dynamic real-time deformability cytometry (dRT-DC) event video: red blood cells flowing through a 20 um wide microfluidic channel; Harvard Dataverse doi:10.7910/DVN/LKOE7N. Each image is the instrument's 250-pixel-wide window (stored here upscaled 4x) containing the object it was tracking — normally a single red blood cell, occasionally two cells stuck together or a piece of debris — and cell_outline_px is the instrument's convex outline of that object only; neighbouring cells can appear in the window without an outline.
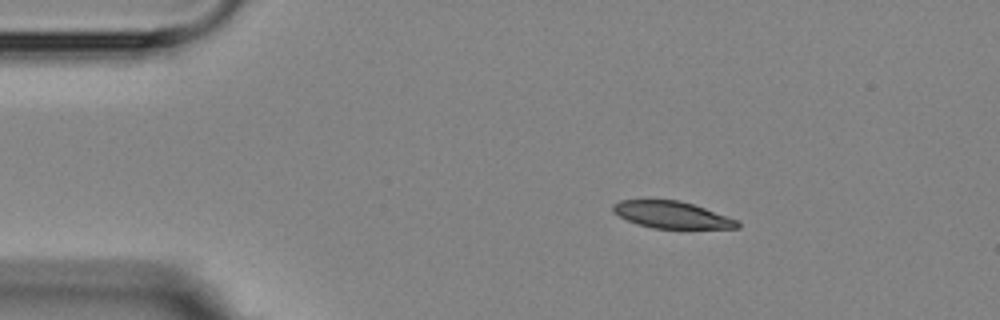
{"species": "Egyptian fruit bat (a non-hibernating species)", "species_latin": "Rousettus aegyptiacus", "temperature_condition": "room temperature", "stored_images_in_passage": 9, "camera_frame_rate_fps": 3000, "um_per_image_px": 0.085, "animal": {"sex": "female"}, "frame": {"image": 1, "passage_image": 1, "time_ms": 0.0, "image_size_px": [1000, 320], "cell_outline_px": [[740, 228], [652, 228], [636, 224], [620, 216], [612, 208], [612, 204], [620, 200], [644, 196], [680, 200], [704, 208], [736, 220], [740, 224]], "centroid_in_image_um": [56.99, 18.2], "position_along_channel_um": 28.0, "area_um2": 20.0}}
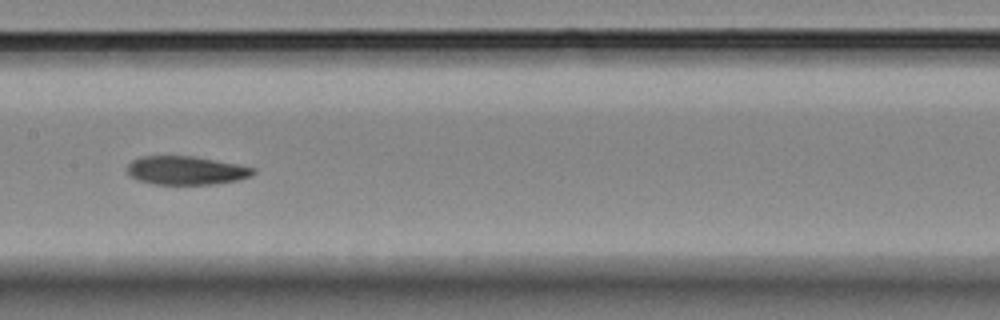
{"frame": {"image": 2, "passage_image": 6, "time_ms": 6.0, "image_size_px": [1000, 320], "cell_outline_px": [[256, 172], [252, 176], [236, 180], [212, 184], [152, 184], [136, 180], [128, 172], [128, 164], [132, 160], [140, 156], [192, 156], [236, 164], [256, 168]], "centroid_in_image_um": [15.81, 14.49], "position_along_channel_um": 191.6, "area_um2": 20.87}}
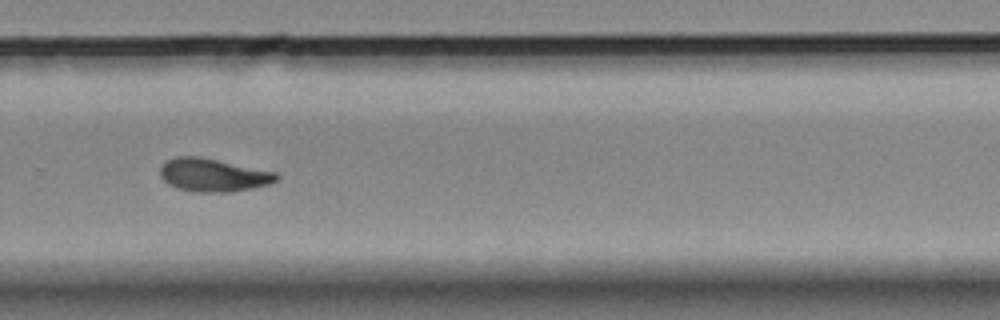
{"frame": {"image": 3, "passage_image": 9, "time_ms": 9.333, "image_size_px": [1000, 320], "cell_outline_px": [[280, 176], [276, 180], [268, 184], [252, 188], [228, 192], [196, 192], [176, 188], [168, 184], [160, 176], [160, 168], [168, 160], [176, 156], [200, 156], [276, 172]], "centroid_in_image_um": [18.1, 14.88], "position_along_channel_um": 311.7, "area_um2": 22.37}}